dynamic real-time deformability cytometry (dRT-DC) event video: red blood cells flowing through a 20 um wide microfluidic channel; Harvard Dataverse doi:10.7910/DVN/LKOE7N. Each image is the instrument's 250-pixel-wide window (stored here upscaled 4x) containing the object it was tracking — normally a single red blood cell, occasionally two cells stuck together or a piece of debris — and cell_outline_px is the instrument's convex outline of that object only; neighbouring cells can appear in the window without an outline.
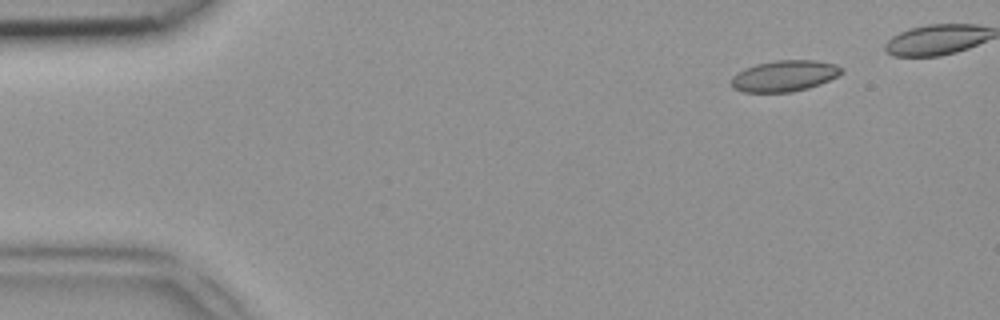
{"species": "common noctule bat (a hibernating species)", "species_latin": "Nyctalus noctula", "temperature_condition": "room temperature", "stored_images_in_passage": 37, "camera_frame_rate_fps": 3000, "um_per_image_px": 0.085, "animal": {"sex": "female", "body_mass_g": 18.4}, "frame": {"image": 1, "passage_image": 1, "time_ms": 0.0, "image_size_px": [1000, 320], "cell_outline_px": [[844, 72], [820, 84], [808, 88], [792, 92], [744, 92], [732, 88], [732, 76], [744, 68], [756, 64], [776, 60], [816, 60], [836, 64], [844, 68]], "centroid_in_image_um": [66.69, 6.44], "position_along_channel_um": 18.3, "area_um2": 20.06}}
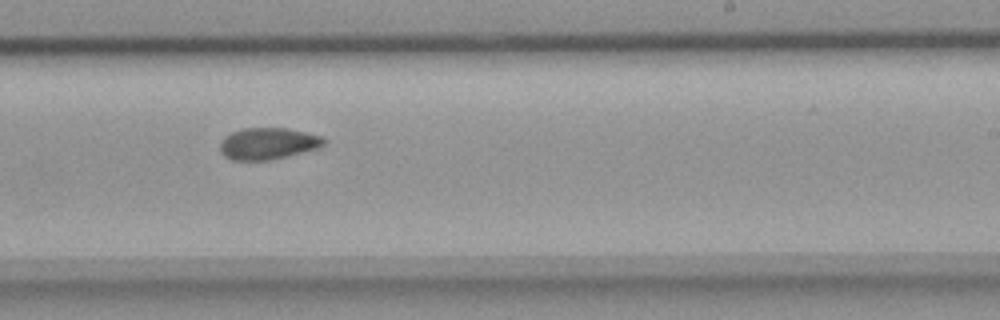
{"frame": {"image": 2, "passage_image": 25, "time_ms": 8.0, "image_size_px": [1000, 320], "cell_outline_px": [[324, 144], [320, 148], [272, 160], [232, 160], [224, 156], [220, 152], [220, 140], [224, 136], [232, 132], [244, 128], [284, 128], [304, 132], [320, 136], [324, 140]], "centroid_in_image_um": [22.73, 12.21], "position_along_channel_um": 266.3, "area_um2": 19.19}}
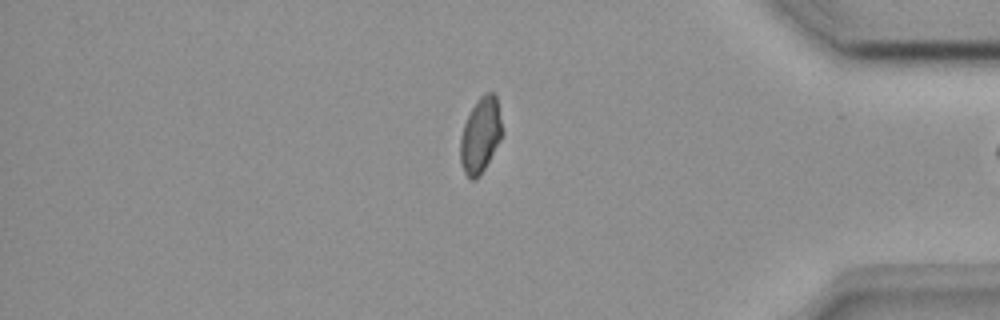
{"frame": {"image": 3, "passage_image": 36, "time_ms": 11.667, "image_size_px": [1000, 320], "cell_outline_px": [[504, 132], [500, 140], [480, 176], [476, 180], [472, 180], [464, 172], [460, 164], [460, 136], [464, 124], [476, 100], [484, 92], [496, 92]], "centroid_in_image_um": [40.85, 11.46], "position_along_channel_um": 394.3, "area_um2": 18.67}}